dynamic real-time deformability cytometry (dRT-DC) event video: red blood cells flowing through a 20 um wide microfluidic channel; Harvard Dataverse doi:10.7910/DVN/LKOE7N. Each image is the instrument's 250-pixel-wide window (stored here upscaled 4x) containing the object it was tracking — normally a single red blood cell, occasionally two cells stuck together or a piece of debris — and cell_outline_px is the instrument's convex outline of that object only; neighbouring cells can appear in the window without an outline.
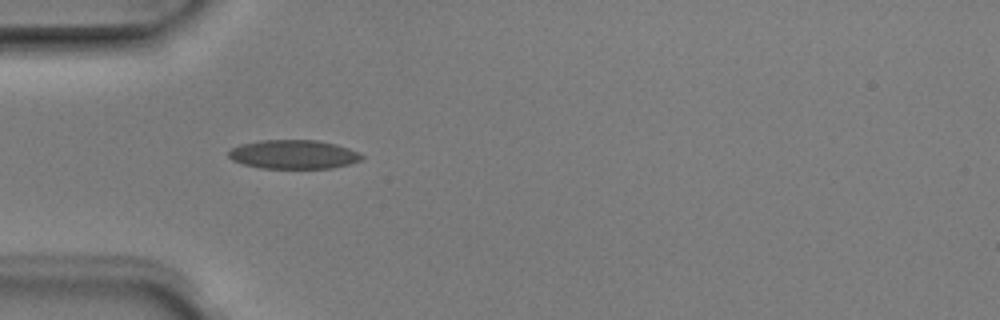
{"species": "Egyptian fruit bat (a non-hibernating species)", "species_latin": "Rousettus aegyptiacus", "temperature_condition": "room temperature", "stored_images_in_passage": 5, "camera_frame_rate_fps": 3000, "um_per_image_px": 0.085, "animal": {"sex": "male"}, "frame": {"image": 1, "passage_image": 4, "time_ms": 1.0, "image_size_px": [1000, 320], "cell_outline_px": [[364, 156], [360, 160], [352, 164], [332, 168], [260, 168], [244, 164], [232, 160], [228, 156], [228, 152], [232, 148], [240, 144], [260, 140], [316, 140], [336, 144], [360, 152]], "centroid_in_image_um": [24.97, 13.12], "position_along_channel_um": 60.0, "area_um2": 22.54}}
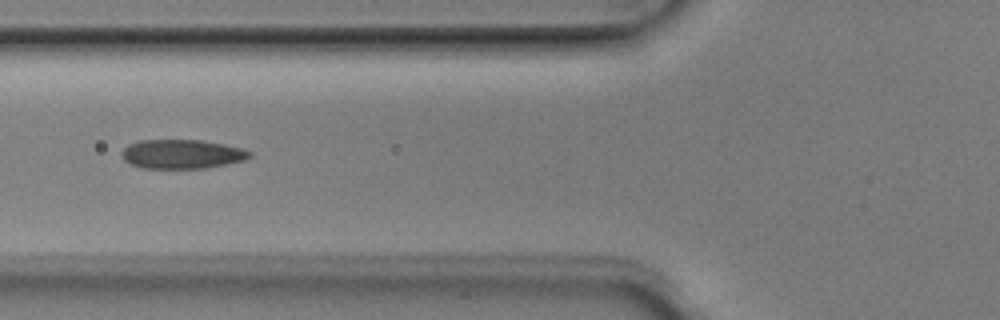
{"frame": {"image": 2, "passage_image": 5, "time_ms": 1.333, "image_size_px": [1000, 320], "cell_outline_px": [[252, 156], [244, 160], [228, 164], [208, 168], [140, 168], [124, 160], [120, 152], [128, 144], [136, 140], [200, 140], [224, 144], [240, 148], [252, 152]], "centroid_in_image_um": [15.45, 13.1], "position_along_channel_um": 110.4, "area_um2": 21.85}}